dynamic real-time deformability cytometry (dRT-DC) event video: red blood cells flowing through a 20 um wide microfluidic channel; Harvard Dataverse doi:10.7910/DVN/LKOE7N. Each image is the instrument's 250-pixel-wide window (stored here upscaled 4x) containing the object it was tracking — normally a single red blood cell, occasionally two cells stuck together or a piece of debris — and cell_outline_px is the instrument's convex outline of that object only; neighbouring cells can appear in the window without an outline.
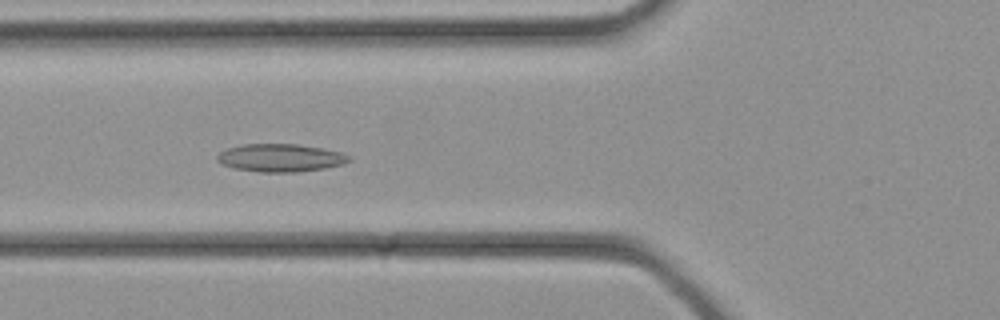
{"species": "common noctule bat (a hibernating species)", "species_latin": "Nyctalus noctula", "temperature_condition": "cold", "stored_images_in_passage": 31, "camera_frame_rate_fps": 3000, "um_per_image_px": 0.085, "animal": {"sex": "female", "body_mass_g": 21.9}, "frame": {"image": 1, "passage_image": 9, "time_ms": 2.667, "image_size_px": [1000, 320], "cell_outline_px": [[352, 160], [344, 164], [324, 168], [296, 172], [260, 172], [236, 168], [220, 164], [216, 160], [216, 156], [220, 152], [228, 148], [240, 144], [296, 144], [324, 148], [340, 152], [352, 156]], "centroid_in_image_um": [23.85, 13.41], "position_along_channel_um": 101.9, "area_um2": 21.56}}
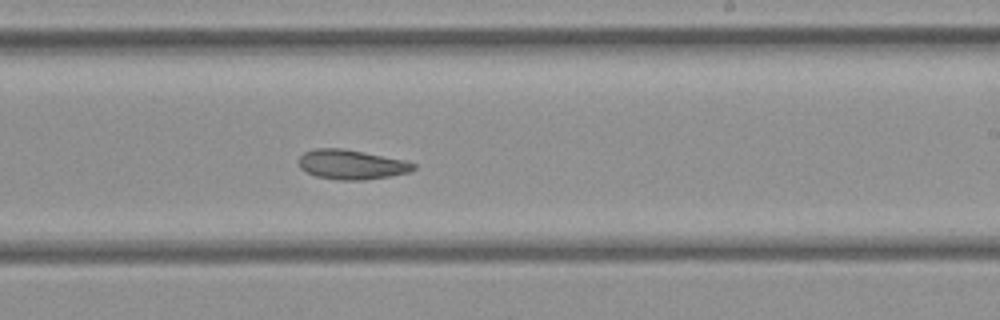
{"frame": {"image": 2, "passage_image": 17, "time_ms": 5.333, "image_size_px": [1000, 320], "cell_outline_px": [[416, 168], [408, 172], [388, 176], [364, 180], [336, 180], [316, 176], [300, 168], [300, 156], [304, 152], [312, 148], [340, 148], [404, 160], [416, 164]], "centroid_in_image_um": [29.85, 13.99], "position_along_channel_um": 259.1, "area_um2": 19.54}}
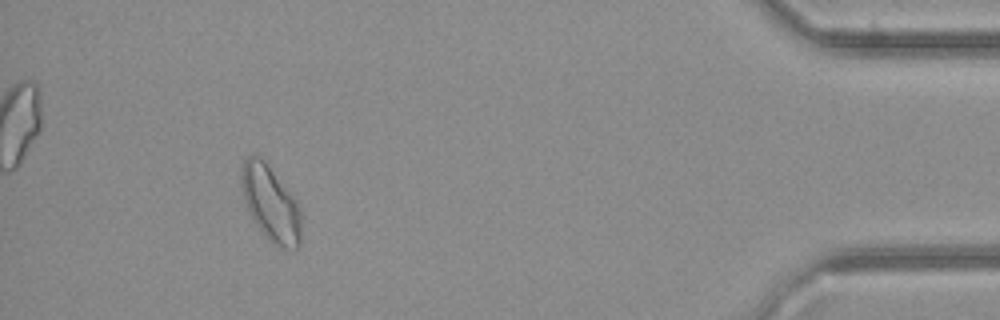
{"frame": {"image": 3, "passage_image": 28, "time_ms": 9.0, "image_size_px": [1000, 320], "cell_outline_px": [[300, 244], [296, 248], [280, 248], [268, 240], [252, 220], [244, 200], [240, 184], [240, 172], [244, 160], [252, 152], [256, 152], [264, 160], [296, 200], [300, 208]], "centroid_in_image_um": [22.96, 17.27], "position_along_channel_um": 412.2, "area_um2": 26.47}}